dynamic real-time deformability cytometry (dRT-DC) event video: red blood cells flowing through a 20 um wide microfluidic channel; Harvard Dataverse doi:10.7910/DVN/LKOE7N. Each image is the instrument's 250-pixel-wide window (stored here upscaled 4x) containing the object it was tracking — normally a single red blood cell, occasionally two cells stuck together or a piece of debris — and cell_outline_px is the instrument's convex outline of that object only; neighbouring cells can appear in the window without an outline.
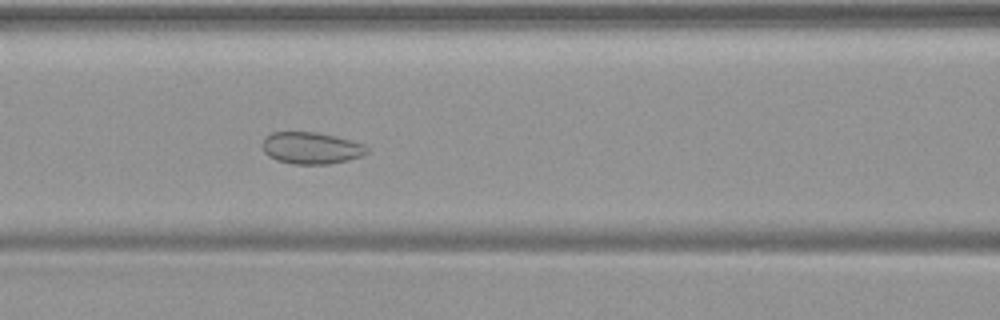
{"species": "common noctule bat (a hibernating species)", "species_latin": "Nyctalus noctula", "temperature_condition": "warm", "stored_images_in_passage": 51, "camera_frame_rate_fps": 3000, "um_per_image_px": 0.085, "animal": {"sex": "female", "body_mass_g": 19.9}, "frame": {"image": 1, "passage_image": 23, "time_ms": 7.333, "image_size_px": [1000, 320], "cell_outline_px": [[368, 152], [360, 156], [348, 160], [328, 164], [292, 164], [276, 160], [268, 156], [264, 152], [264, 136], [272, 132], [316, 132], [336, 136], [364, 144], [368, 148]], "centroid_in_image_um": [26.44, 12.58], "position_along_channel_um": 140.2, "area_um2": 19.36}}
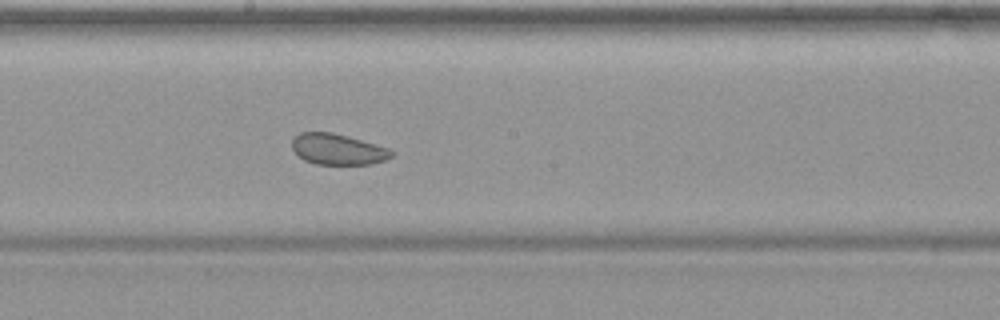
{"frame": {"image": 2, "passage_image": 29, "time_ms": 9.333, "image_size_px": [1000, 320], "cell_outline_px": [[396, 152], [392, 156], [384, 160], [372, 164], [316, 164], [304, 160], [292, 148], [292, 140], [300, 132], [332, 132], [348, 136], [388, 148]], "centroid_in_image_um": [28.72, 12.69], "position_along_channel_um": 219.5, "area_um2": 17.8}}
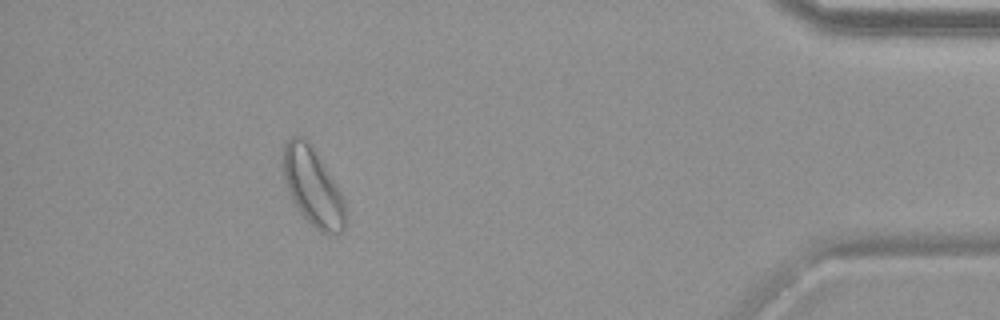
{"frame": {"image": 3, "passage_image": 47, "time_ms": 15.333, "image_size_px": [1000, 320], "cell_outline_px": [[344, 228], [340, 232], [320, 232], [296, 208], [292, 200], [284, 176], [280, 160], [284, 144], [292, 136], [300, 136], [312, 148], [336, 184], [340, 192], [344, 204]], "centroid_in_image_um": [26.52, 15.86], "position_along_channel_um": 408.7, "area_um2": 27.34}}